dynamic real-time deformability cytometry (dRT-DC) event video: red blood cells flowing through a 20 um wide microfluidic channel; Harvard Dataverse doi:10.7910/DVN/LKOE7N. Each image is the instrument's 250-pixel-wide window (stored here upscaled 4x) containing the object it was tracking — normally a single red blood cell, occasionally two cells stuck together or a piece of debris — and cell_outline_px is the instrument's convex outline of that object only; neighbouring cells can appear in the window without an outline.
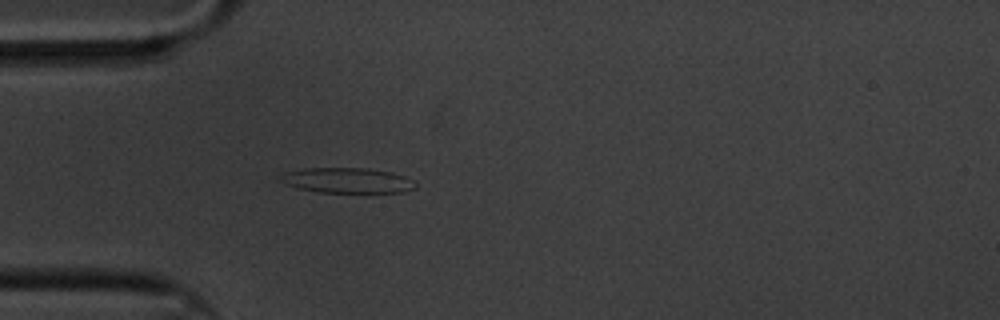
{"species": "common noctule bat (a hibernating species)", "species_latin": "Nyctalus noctula", "temperature_condition": "cold", "stored_images_in_passage": 44, "camera_frame_rate_fps": 3000, "um_per_image_px": 0.085, "animal": {"sex": "male", "body_mass_g": 20.1, "forearm_length_mm": 53.5}, "frame": {"image": 1, "passage_image": 1, "time_ms": 0.0, "image_size_px": [1000, 320], "cell_outline_px": [[416, 188], [404, 192], [320, 192], [300, 188], [288, 184], [280, 180], [276, 176], [284, 172], [304, 168], [368, 168], [392, 172], [416, 180]], "centroid_in_image_um": [29.55, 15.32], "position_along_channel_um": 55.4, "area_um2": 19.94}}
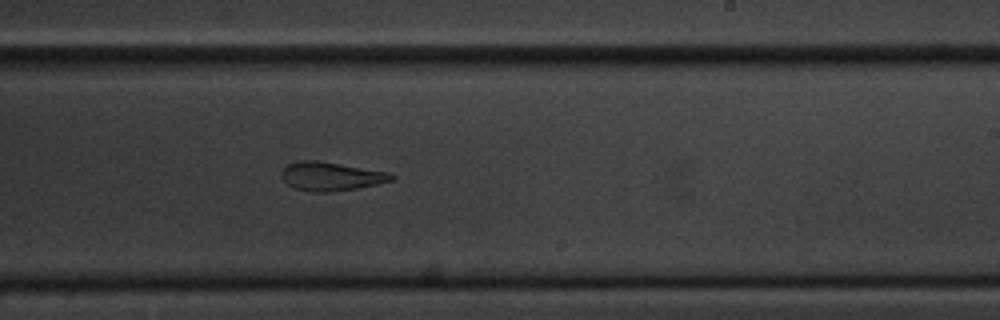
{"frame": {"image": 2, "passage_image": 20, "time_ms": 6.333, "image_size_px": [1000, 320], "cell_outline_px": [[396, 176], [392, 180], [376, 184], [356, 188], [328, 192], [312, 192], [296, 188], [288, 184], [280, 176], [280, 172], [288, 164], [296, 160], [316, 160], [392, 172]], "centroid_in_image_um": [28.13, 14.97], "position_along_channel_um": 260.9, "area_um2": 18.44}}
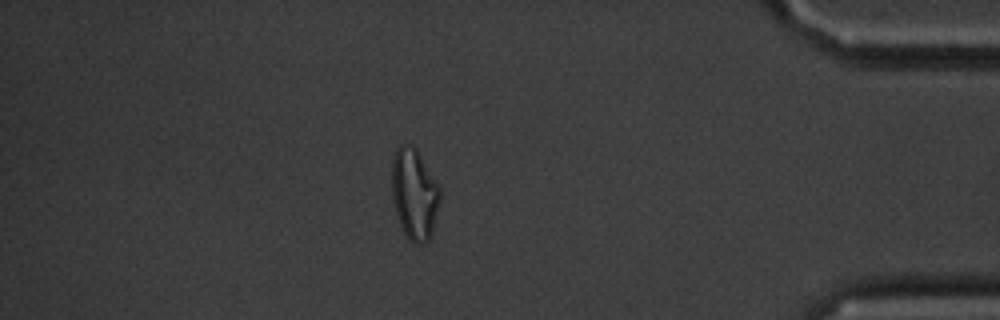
{"frame": {"image": 3, "passage_image": 36, "time_ms": 11.667, "image_size_px": [1000, 320], "cell_outline_px": [[440, 200], [432, 232], [428, 240], [420, 244], [416, 244], [404, 232], [400, 224], [396, 212], [392, 196], [392, 160], [396, 148], [400, 144], [404, 144], [416, 148], [440, 188]], "centroid_in_image_um": [35.21, 16.47], "position_along_channel_um": 400.0, "area_um2": 25.14}, "authors_computed_cell_mechanics": {"area_um2": 19.7676, "velocity_mm_per_s": 3.3169, "shape_relaxation_time_tau1_ms": 8.6015, "shape_relaxation_time_tau2_ms": 4.5275, "deformation_change_tau1": 0.2106, "deformation_change_tau2": 0.1435}}